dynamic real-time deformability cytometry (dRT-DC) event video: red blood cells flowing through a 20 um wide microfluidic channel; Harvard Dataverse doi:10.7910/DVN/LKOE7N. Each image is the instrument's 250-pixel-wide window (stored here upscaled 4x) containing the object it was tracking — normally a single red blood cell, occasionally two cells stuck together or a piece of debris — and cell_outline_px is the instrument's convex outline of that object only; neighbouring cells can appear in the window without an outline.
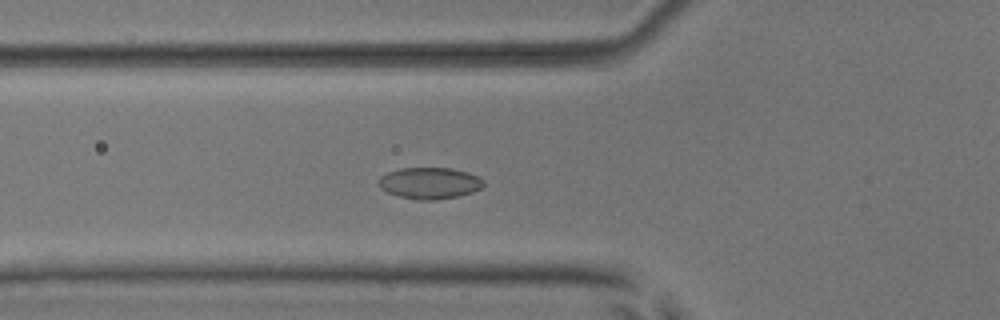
{"species": "common noctule bat (a hibernating species)", "species_latin": "Nyctalus noctula", "temperature_condition": "room temperature", "stored_images_in_passage": 19, "camera_frame_rate_fps": 3000, "um_per_image_px": 0.085, "animal": {"sex": "male", "body_mass_g": 17.9, "forearm_length_mm": 54.2}, "frame": {"image": 1, "passage_image": 6, "time_ms": 1.667, "image_size_px": [1000, 320], "cell_outline_px": [[484, 184], [480, 188], [472, 192], [460, 196], [432, 200], [420, 200], [400, 196], [388, 192], [380, 188], [376, 184], [376, 180], [380, 176], [388, 172], [400, 168], [452, 168], [468, 172], [484, 180]], "centroid_in_image_um": [36.48, 15.56], "position_along_channel_um": 89.3, "area_um2": 19.31}}
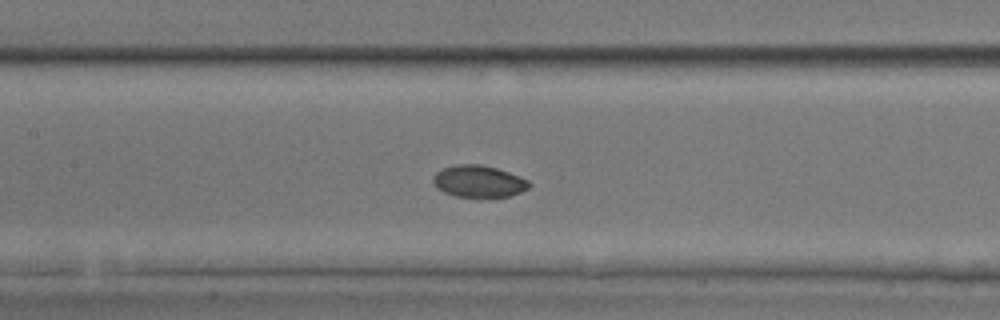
{"frame": {"image": 2, "passage_image": 12, "time_ms": 3.667, "image_size_px": [1000, 320], "cell_outline_px": [[532, 184], [528, 188], [520, 192], [508, 196], [456, 196], [444, 192], [436, 188], [432, 180], [432, 176], [436, 172], [444, 168], [456, 164], [480, 164], [496, 168], [508, 172], [528, 180]], "centroid_in_image_um": [40.66, 15.4], "position_along_channel_um": 166.7, "area_um2": 17.63}}
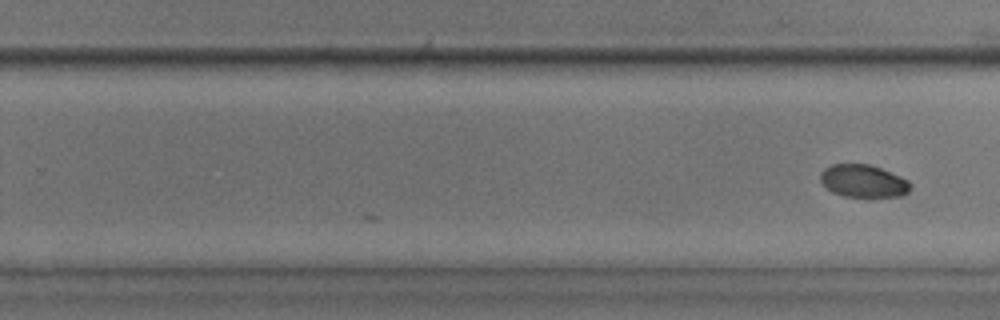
{"frame": {"image": 3, "passage_image": 19, "time_ms": 6.0, "image_size_px": [1000, 320], "cell_outline_px": [[912, 188], [904, 196], [872, 200], [868, 200], [844, 196], [832, 192], [820, 180], [820, 172], [824, 168], [832, 164], [868, 164], [880, 168], [900, 176], [908, 180], [912, 184]], "centroid_in_image_um": [73.44, 15.45], "position_along_channel_um": 256.4, "area_um2": 17.98}}